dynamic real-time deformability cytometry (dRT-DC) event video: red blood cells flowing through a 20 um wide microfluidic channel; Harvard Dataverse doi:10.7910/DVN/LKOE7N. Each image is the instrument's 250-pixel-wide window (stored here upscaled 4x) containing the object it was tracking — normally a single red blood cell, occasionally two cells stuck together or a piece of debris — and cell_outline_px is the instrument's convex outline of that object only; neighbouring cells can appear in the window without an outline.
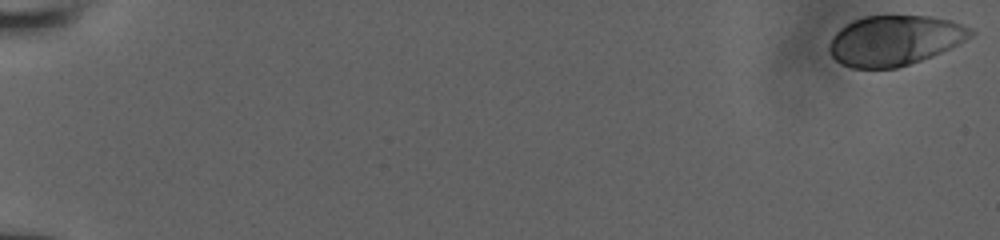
{"species": "human", "species_latin": "Homo sapiens", "temperature_condition": "room temperature", "stored_images_in_passage": 26, "camera_frame_rate_fps": 3000, "um_per_image_px": 0.085, "donor": {"sex": "male"}, "frame": {"image": 1, "passage_image": 1, "time_ms": 0.0, "image_size_px": [1000, 240], "cell_outline_px": [[976, 32], [972, 36], [932, 56], [896, 68], [852, 68], [840, 64], [828, 52], [828, 44], [832, 36], [840, 28], [856, 20], [868, 16], [932, 16], [952, 20], [972, 28]], "centroid_in_image_um": [76.03, 3.43], "position_along_channel_um": 9.0, "area_um2": 41.1}}
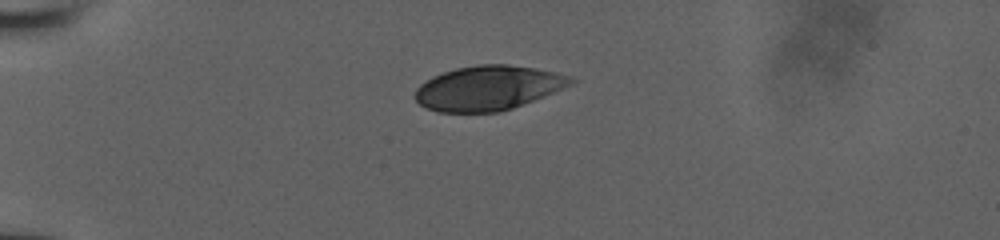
{"frame": {"image": 2, "passage_image": 23, "time_ms": 5.0, "image_size_px": [1000, 240], "cell_outline_px": [[580, 80], [572, 84], [544, 96], [512, 108], [500, 112], [436, 112], [420, 104], [412, 96], [416, 88], [420, 84], [432, 76], [456, 68], [476, 64], [508, 64], [536, 68], [556, 72], [572, 76]], "centroid_in_image_um": [41.5, 7.47], "position_along_channel_um": 43.5, "area_um2": 40.69}}